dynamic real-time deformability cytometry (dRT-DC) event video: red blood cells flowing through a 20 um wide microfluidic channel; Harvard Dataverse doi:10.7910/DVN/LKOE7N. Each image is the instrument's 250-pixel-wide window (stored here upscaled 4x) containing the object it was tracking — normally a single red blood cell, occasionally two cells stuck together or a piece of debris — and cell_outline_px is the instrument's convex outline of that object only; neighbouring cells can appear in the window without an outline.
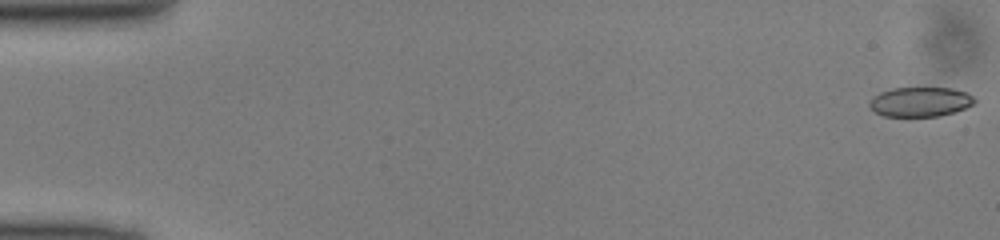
{"species": "common noctule bat (a hibernating species)", "species_latin": "Nyctalus noctula", "temperature_condition": "cold", "stored_images_in_passage": 50, "camera_frame_rate_fps": 3000, "um_per_image_px": 0.085, "animal": {"sex": "male", "body_mass_g": 13.0, "forearm_length_mm": 53.1}, "frame": {"image": 1, "passage_image": 1, "time_ms": 0.0, "image_size_px": [1000, 240], "cell_outline_px": [[976, 104], [956, 112], [940, 116], [884, 116], [876, 112], [868, 104], [872, 96], [880, 92], [892, 88], [952, 88], [964, 92], [972, 96], [976, 100]], "centroid_in_image_um": [78.24, 8.66], "position_along_channel_um": 6.8, "area_um2": 18.21}}
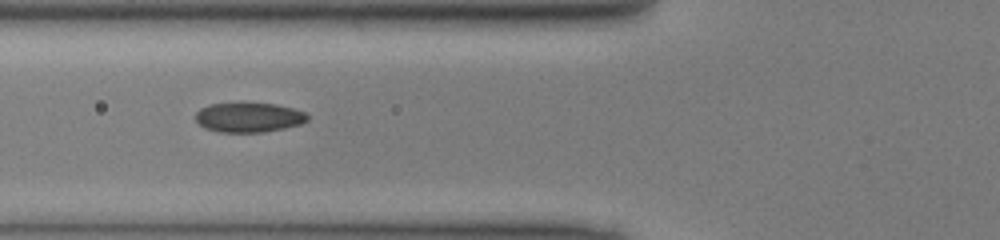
{"frame": {"image": 2, "passage_image": 19, "time_ms": 6.0, "image_size_px": [1000, 240], "cell_outline_px": [[308, 120], [300, 124], [284, 128], [264, 132], [220, 132], [204, 128], [196, 120], [196, 112], [200, 108], [208, 104], [276, 104], [292, 108], [304, 112], [308, 116]], "centroid_in_image_um": [21.13, 9.99], "position_along_channel_um": 104.7, "area_um2": 19.07}}
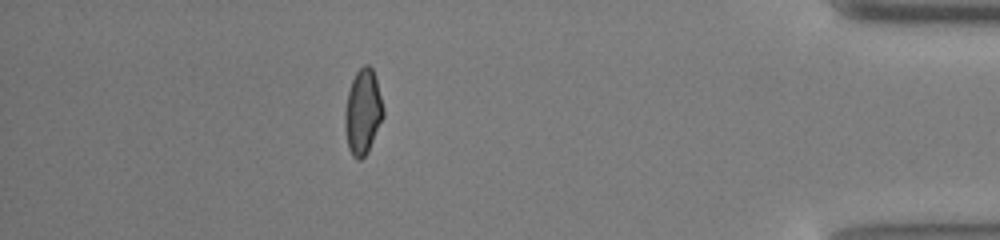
{"frame": {"image": 3, "passage_image": 44, "time_ms": 14.333, "image_size_px": [1000, 240], "cell_outline_px": [[384, 116], [368, 152], [360, 160], [356, 160], [352, 156], [348, 148], [344, 128], [344, 112], [348, 92], [352, 80], [356, 72], [364, 64], [368, 64], [372, 68], [376, 76], [384, 108]], "centroid_in_image_um": [30.84, 9.52], "position_along_channel_um": 404.4, "area_um2": 19.36}}